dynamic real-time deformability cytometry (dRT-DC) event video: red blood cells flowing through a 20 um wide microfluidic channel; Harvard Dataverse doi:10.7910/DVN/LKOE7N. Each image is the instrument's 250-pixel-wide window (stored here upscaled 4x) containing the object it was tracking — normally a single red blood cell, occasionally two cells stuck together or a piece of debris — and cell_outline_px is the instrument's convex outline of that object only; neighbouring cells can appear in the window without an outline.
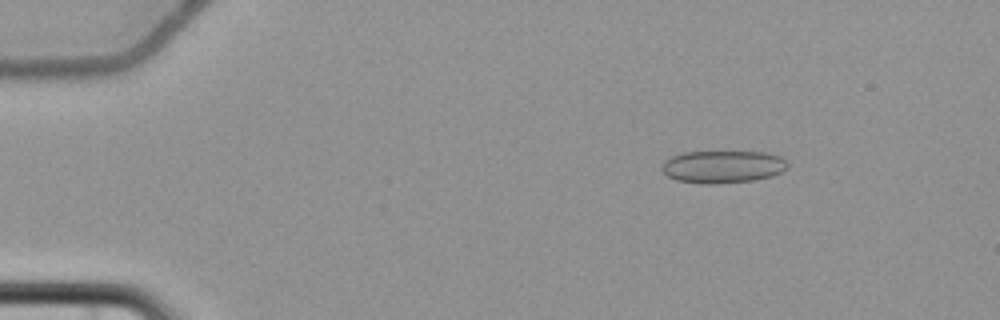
{"species": "common noctule bat (a hibernating species)", "species_latin": "Nyctalus noctula", "temperature_condition": "cold", "stored_images_in_passage": 5, "camera_frame_rate_fps": 3000, "um_per_image_px": 0.085, "animal": {"sex": "female", "body_mass_g": 22.7, "forearm_length_mm": 54.2}, "frame": {"image": 1, "passage_image": 5, "time_ms": 6.667, "image_size_px": [1000, 320], "cell_outline_px": [[788, 168], [772, 176], [752, 180], [716, 184], [704, 184], [676, 180], [668, 176], [660, 168], [664, 160], [672, 156], [684, 152], [764, 152], [780, 156], [788, 164]], "centroid_in_image_um": [61.41, 14.17], "position_along_channel_um": 23.6, "area_um2": 23.81}}